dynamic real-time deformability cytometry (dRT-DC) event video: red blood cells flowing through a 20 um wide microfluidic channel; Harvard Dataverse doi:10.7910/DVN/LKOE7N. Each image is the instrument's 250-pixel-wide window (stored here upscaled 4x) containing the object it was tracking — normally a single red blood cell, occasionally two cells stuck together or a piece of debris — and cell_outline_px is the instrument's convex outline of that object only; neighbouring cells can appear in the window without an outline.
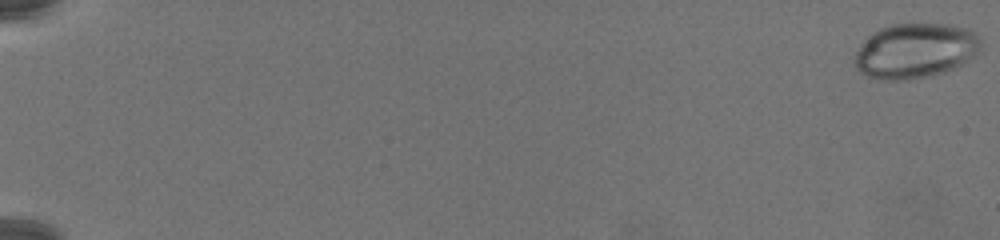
{"species": "common noctule bat (a hibernating species)", "species_latin": "Nyctalus noctula", "temperature_condition": "warm", "stored_images_in_passage": 78, "camera_frame_rate_fps": 3000, "um_per_image_px": 0.085, "animal": {"sex": "female", "body_mass_g": 19.5, "forearm_length_mm": 54.1}, "frame": {"image": 1, "passage_image": 1, "time_ms": 0.0, "image_size_px": [1000, 240], "cell_outline_px": [[984, 44], [980, 52], [956, 68], [932, 76], [908, 80], [880, 80], [868, 76], [860, 72], [856, 68], [856, 52], [860, 44], [872, 32], [880, 28], [892, 24], [948, 24], [968, 28], [976, 32], [980, 36]], "centroid_in_image_um": [77.86, 4.31], "position_along_channel_um": 7.1, "area_um2": 41.04}}
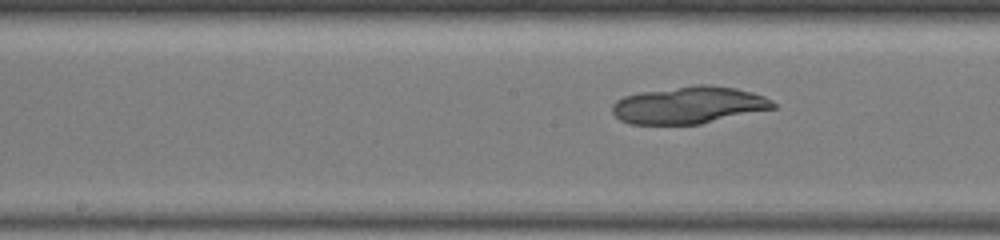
{"frame": {"image": 2, "passage_image": 44, "time_ms": 14.333, "image_size_px": [1000, 240], "cell_outline_px": [[776, 108], [700, 124], [628, 124], [620, 120], [612, 112], [612, 104], [616, 100], [624, 96], [640, 92], [696, 84], [708, 84], [736, 88], [752, 92], [764, 96], [772, 100], [776, 104]], "centroid_in_image_um": [58.56, 8.93], "position_along_channel_um": 189.6, "area_um2": 35.03}}
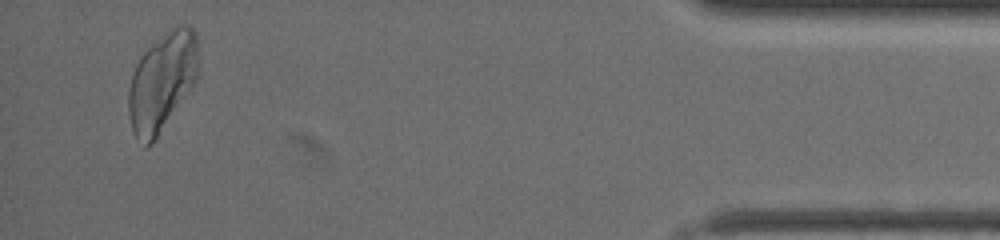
{"frame": {"image": 3, "passage_image": 75, "time_ms": 24.667, "image_size_px": [1000, 240], "cell_outline_px": [[200, 72], [192, 88], [156, 140], [152, 144], [144, 148], [136, 140], [132, 132], [128, 112], [128, 88], [132, 72], [140, 56], [164, 32], [176, 24], [188, 24], [196, 32]], "centroid_in_image_um": [13.78, 6.97], "position_along_channel_um": 421.4, "area_um2": 41.33}}